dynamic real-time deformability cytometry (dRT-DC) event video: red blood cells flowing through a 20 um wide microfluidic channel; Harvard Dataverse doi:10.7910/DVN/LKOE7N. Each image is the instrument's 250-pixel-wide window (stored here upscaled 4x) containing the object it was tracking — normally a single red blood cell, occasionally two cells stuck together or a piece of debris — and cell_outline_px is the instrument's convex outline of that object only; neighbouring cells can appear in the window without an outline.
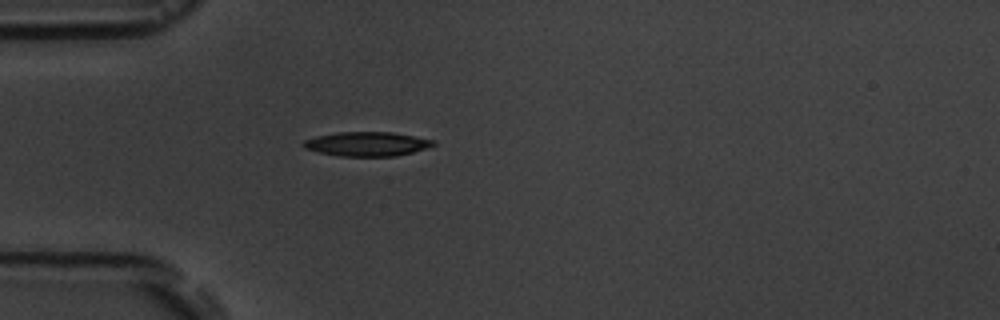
{"species": "common noctule bat (a hibernating species)", "species_latin": "Nyctalus noctula", "temperature_condition": "room temperature", "stored_images_in_passage": 1, "camera_frame_rate_fps": 3000, "um_per_image_px": 0.085, "animal": {"sex": "male", "body_mass_g": 19.5, "forearm_length_mm": 54.6}, "frame": {"image": 1, "passage_image": 1, "time_ms": 0.0, "image_size_px": [1000, 320], "cell_outline_px": [[436, 144], [412, 152], [396, 156], [340, 156], [320, 152], [304, 148], [304, 140], [316, 136], [340, 132], [392, 132], [432, 140]], "centroid_in_image_um": [31.17, 12.23], "position_along_channel_um": 53.8, "area_um2": 17.98}}